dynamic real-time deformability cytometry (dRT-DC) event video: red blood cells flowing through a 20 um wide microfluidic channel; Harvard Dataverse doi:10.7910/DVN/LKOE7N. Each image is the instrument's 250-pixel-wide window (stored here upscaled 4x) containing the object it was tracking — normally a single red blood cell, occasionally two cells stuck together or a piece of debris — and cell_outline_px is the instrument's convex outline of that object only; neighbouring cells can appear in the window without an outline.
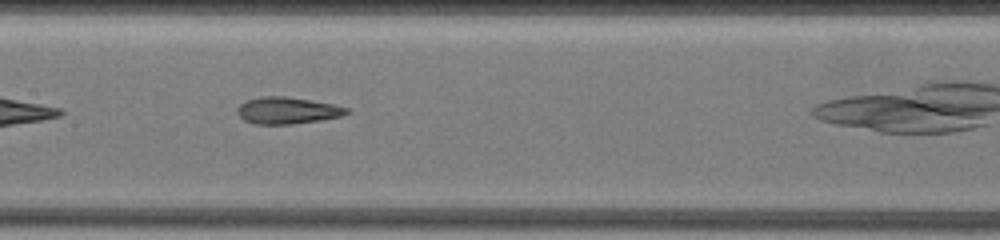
{"species": "common noctule bat (a hibernating species)", "species_latin": "Nyctalus noctula", "temperature_condition": "warm", "stored_images_in_passage": 7, "camera_frame_rate_fps": 3000, "um_per_image_px": 0.085, "animal": {"sex": "female", "body_mass_g": 19.5, "forearm_length_mm": 54.1}, "frame": {"image": 1, "passage_image": 4, "time_ms": 3.0, "image_size_px": [1000, 240], "cell_outline_px": [[352, 112], [340, 116], [320, 120], [292, 124], [256, 124], [244, 120], [236, 112], [236, 108], [240, 104], [248, 100], [260, 96], [284, 96], [332, 104], [348, 108]], "centroid_in_image_um": [24.4, 9.39], "position_along_channel_um": 183.0, "area_um2": 16.94}}